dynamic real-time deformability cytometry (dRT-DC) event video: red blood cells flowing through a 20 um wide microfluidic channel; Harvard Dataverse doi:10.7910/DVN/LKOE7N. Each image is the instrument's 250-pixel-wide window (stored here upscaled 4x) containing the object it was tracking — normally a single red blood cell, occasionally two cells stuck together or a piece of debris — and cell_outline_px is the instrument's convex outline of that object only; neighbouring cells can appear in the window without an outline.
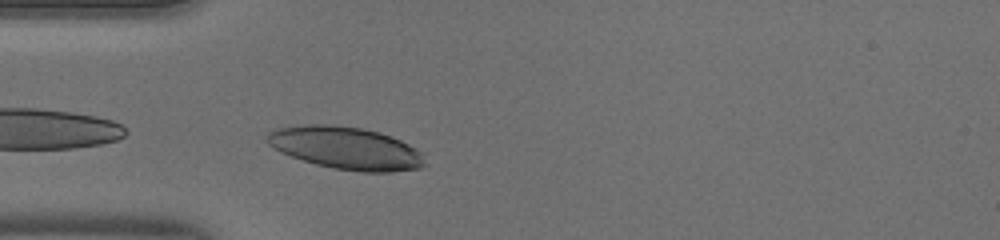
{"species": "human", "species_latin": "Homo sapiens", "temperature_condition": "warm", "stored_images_in_passage": 28, "camera_frame_rate_fps": 3000, "um_per_image_px": 0.085, "donor": {"sex": "male"}, "frame": {"image": 1, "passage_image": 1, "time_ms": 0.0, "image_size_px": [1000, 240], "cell_outline_px": [[424, 164], [420, 168], [392, 172], [360, 172], [336, 168], [316, 164], [280, 152], [268, 144], [264, 140], [268, 132], [276, 128], [308, 124], [332, 124], [360, 128], [380, 132], [400, 140], [408, 144], [420, 152]], "centroid_in_image_um": [29.35, 12.57], "position_along_channel_um": 55.6, "area_um2": 38.84}}
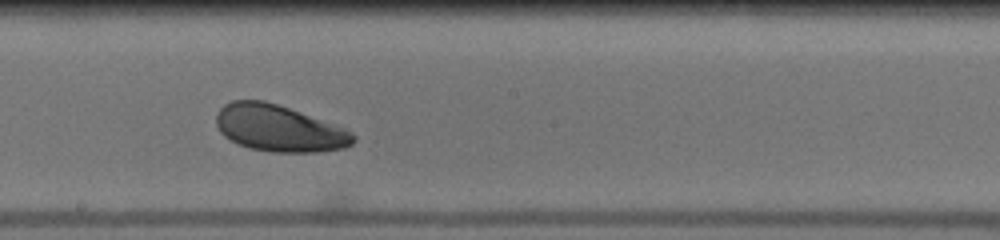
{"frame": {"image": 2, "passage_image": 13, "time_ms": 4.0, "image_size_px": [1000, 240], "cell_outline_px": [[356, 140], [352, 144], [344, 148], [316, 152], [272, 152], [248, 148], [224, 136], [220, 132], [216, 124], [216, 112], [224, 104], [232, 100], [264, 100], [288, 108], [344, 128], [352, 132], [356, 136]], "centroid_in_image_um": [23.69, 10.91], "position_along_channel_um": 224.5, "area_um2": 36.99}}
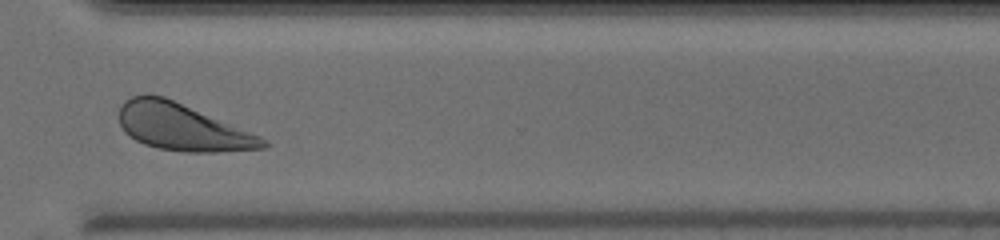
{"frame": {"image": 3, "passage_image": 22, "time_ms": 7.0, "image_size_px": [1000, 240], "cell_outline_px": [[268, 144], [264, 148], [216, 152], [184, 152], [156, 148], [144, 144], [136, 140], [124, 132], [120, 124], [120, 104], [124, 100], [132, 96], [164, 96], [260, 136], [268, 140]], "centroid_in_image_um": [15.47, 10.82], "position_along_channel_um": 355.1, "area_um2": 38.84}}